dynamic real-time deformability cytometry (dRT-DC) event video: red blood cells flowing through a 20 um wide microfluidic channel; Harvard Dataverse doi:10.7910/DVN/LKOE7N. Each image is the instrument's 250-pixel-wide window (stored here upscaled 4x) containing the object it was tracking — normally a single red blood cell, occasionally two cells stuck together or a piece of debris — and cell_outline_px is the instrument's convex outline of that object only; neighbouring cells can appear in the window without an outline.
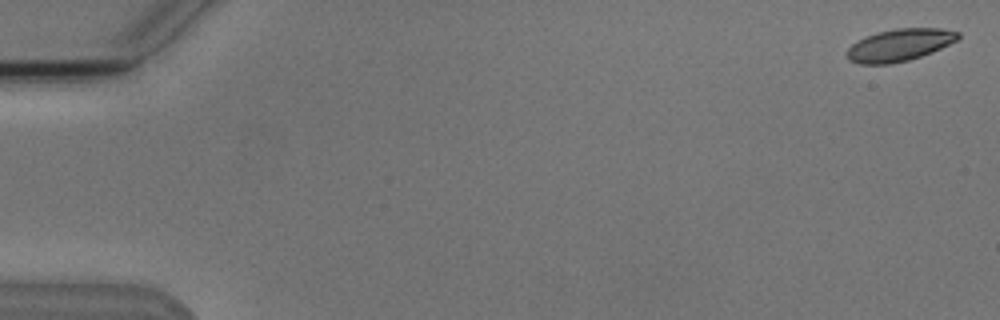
{"species": "Egyptian fruit bat (a non-hibernating species)", "species_latin": "Rousettus aegyptiacus", "temperature_condition": "cold", "stored_images_in_passage": 6, "camera_frame_rate_fps": 3000, "um_per_image_px": 0.085, "animal": {"sex": "male"}, "frame": {"image": 1, "passage_image": 1, "time_ms": 0.0, "image_size_px": [1000, 320], "cell_outline_px": [[960, 36], [956, 40], [932, 52], [908, 60], [892, 64], [860, 64], [848, 60], [848, 48], [852, 44], [876, 32], [896, 28], [940, 28], [960, 32]], "centroid_in_image_um": [76.46, 3.82], "position_along_channel_um": 8.5, "area_um2": 20.63}}